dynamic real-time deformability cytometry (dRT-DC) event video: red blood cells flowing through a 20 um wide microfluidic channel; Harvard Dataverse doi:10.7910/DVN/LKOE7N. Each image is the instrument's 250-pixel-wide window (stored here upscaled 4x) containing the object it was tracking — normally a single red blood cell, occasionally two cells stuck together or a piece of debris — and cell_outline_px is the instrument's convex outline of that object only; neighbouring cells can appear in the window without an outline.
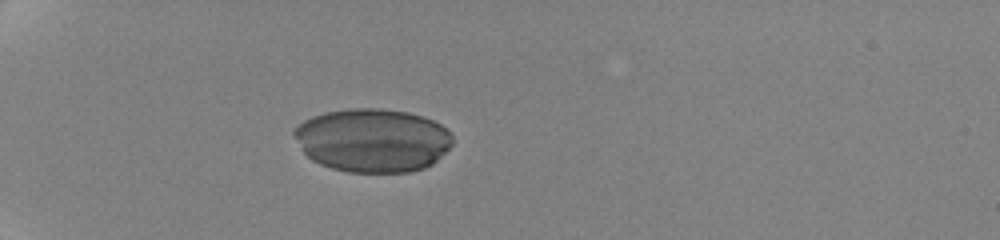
{"species": "human", "species_latin": "Homo sapiens", "temperature_condition": "cold", "stored_images_in_passage": 19, "camera_frame_rate_fps": 3000, "um_per_image_px": 0.085, "donor": {"sex": "female"}, "frame": {"image": 1, "passage_image": 1, "time_ms": 0.0, "image_size_px": [1000, 240], "cell_outline_px": [[452, 144], [432, 164], [424, 168], [408, 172], [348, 172], [332, 168], [320, 164], [312, 160], [300, 148], [292, 136], [292, 132], [304, 120], [312, 116], [324, 112], [348, 108], [380, 108], [408, 112], [424, 116], [440, 124], [452, 136]], "centroid_in_image_um": [31.64, 11.91], "position_along_channel_um": 53.4, "area_um2": 58.78}}
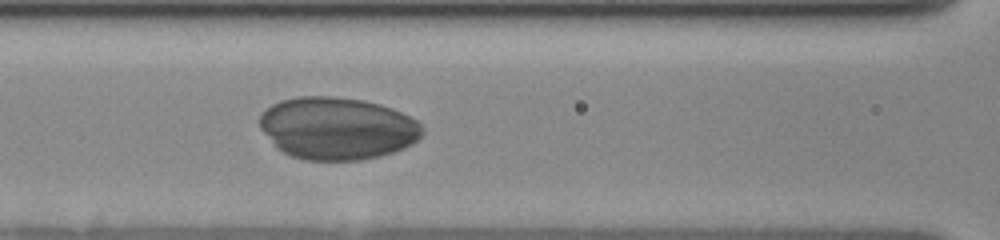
{"frame": {"image": 2, "passage_image": 13, "time_ms": 3.333, "image_size_px": [1000, 240], "cell_outline_px": [[424, 132], [412, 144], [404, 148], [380, 156], [360, 160], [304, 160], [292, 156], [276, 148], [260, 128], [260, 116], [272, 104], [280, 100], [296, 96], [332, 96], [364, 100], [380, 104], [392, 108], [416, 120], [420, 124]], "centroid_in_image_um": [28.65, 10.9], "position_along_channel_um": 137.9, "area_um2": 59.19}}
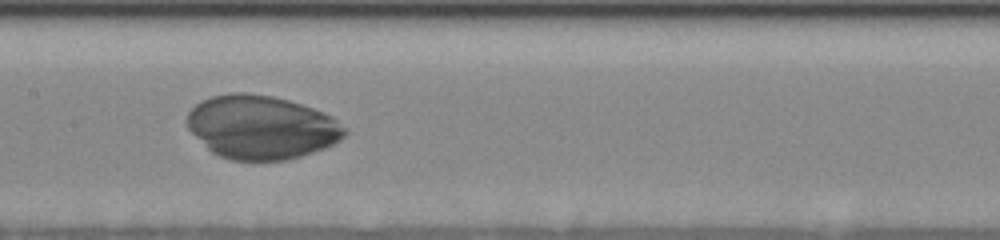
{"frame": {"image": 3, "passage_image": 18, "time_ms": 4.667, "image_size_px": [1000, 240], "cell_outline_px": [[348, 132], [340, 140], [324, 148], [288, 160], [232, 160], [220, 156], [212, 152], [188, 128], [184, 120], [188, 112], [200, 100], [212, 96], [232, 92], [244, 92], [272, 96], [288, 100], [324, 112], [332, 116], [348, 128]], "centroid_in_image_um": [22.22, 10.8], "position_along_channel_um": 185.2, "area_um2": 58.55}}